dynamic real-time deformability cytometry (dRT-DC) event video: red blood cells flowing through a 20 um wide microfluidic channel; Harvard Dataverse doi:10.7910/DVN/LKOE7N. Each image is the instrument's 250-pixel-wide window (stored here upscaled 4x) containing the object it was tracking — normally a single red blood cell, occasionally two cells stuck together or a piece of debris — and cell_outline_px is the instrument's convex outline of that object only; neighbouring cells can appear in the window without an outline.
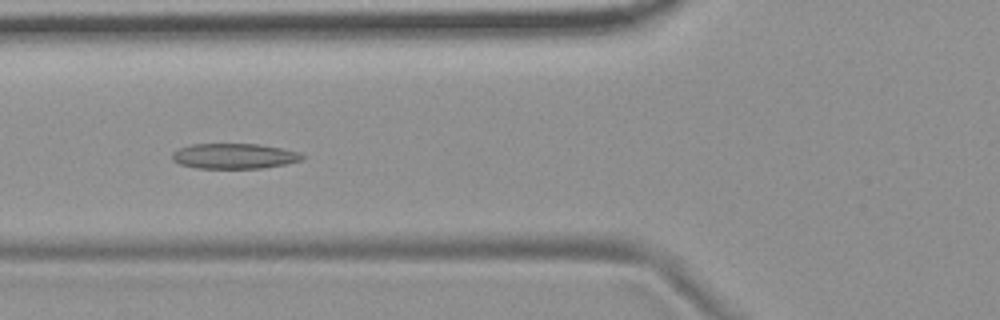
{"species": "common noctule bat (a hibernating species)", "species_latin": "Nyctalus noctula", "temperature_condition": "room temperature", "stored_images_in_passage": 39, "camera_frame_rate_fps": 3000, "um_per_image_px": 0.085, "animal": {"sex": "female", "body_mass_g": 19.9}, "frame": {"image": 1, "passage_image": 5, "time_ms": 1.333, "image_size_px": [1000, 320], "cell_outline_px": [[304, 160], [264, 168], [196, 168], [180, 164], [172, 160], [172, 152], [180, 148], [192, 144], [260, 144], [300, 152], [304, 156]], "centroid_in_image_um": [19.92, 13.27], "position_along_channel_um": 105.9, "area_um2": 19.19}}
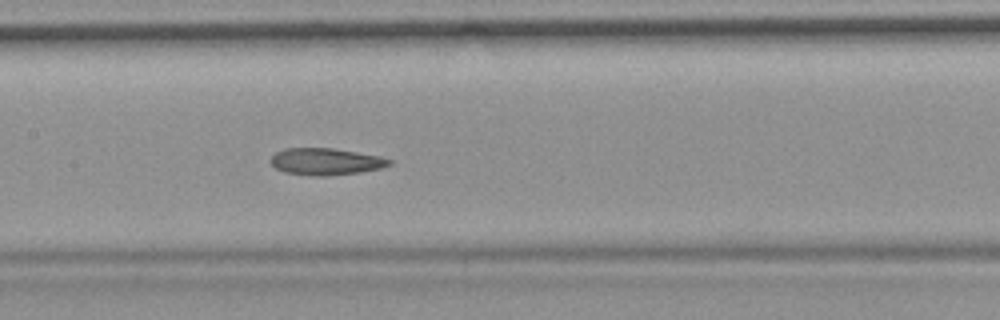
{"frame": {"image": 2, "passage_image": 11, "time_ms": 3.333, "image_size_px": [1000, 320], "cell_outline_px": [[392, 164], [380, 168], [360, 172], [324, 176], [316, 176], [284, 172], [276, 168], [268, 160], [276, 152], [284, 148], [332, 148], [380, 156], [392, 160]], "centroid_in_image_um": [27.67, 13.73], "position_along_channel_um": 179.7, "area_um2": 18.5}}
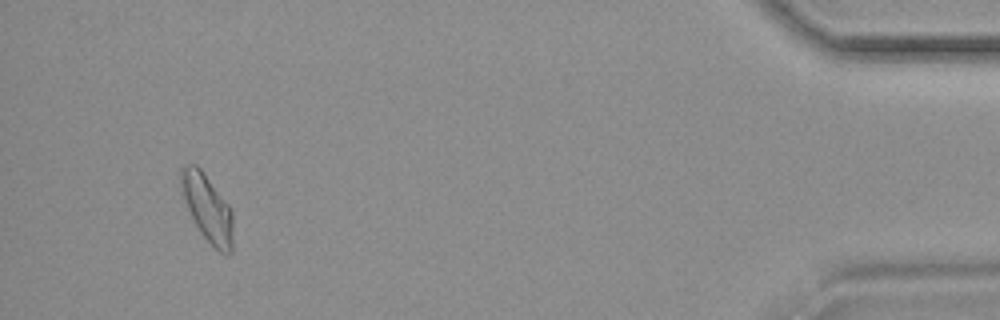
{"frame": {"image": 3, "passage_image": 36, "time_ms": 11.667, "image_size_px": [1000, 320], "cell_outline_px": [[232, 252], [228, 256], [220, 252], [200, 232], [188, 208], [180, 184], [180, 168], [184, 164], [196, 164], [200, 168], [228, 204], [232, 212]], "centroid_in_image_um": [17.63, 17.67], "position_along_channel_um": 417.6, "area_um2": 19.94}, "authors_computed_cell_mechanics": {"area_um2": 19.1896, "velocity_mm_per_s": 3.684, "shape_relaxation_time_tau1_ms": null, "shape_relaxation_time_tau2_ms": 3.5045, "deformation_change_tau1": null, "deformation_change_tau2": 0.1072}}